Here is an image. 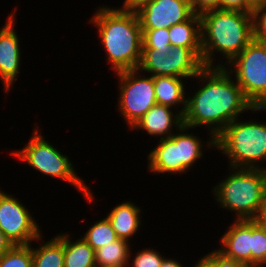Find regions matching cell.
Instances as JSON below:
<instances>
[{"mask_svg":"<svg viewBox=\"0 0 266 267\" xmlns=\"http://www.w3.org/2000/svg\"><path fill=\"white\" fill-rule=\"evenodd\" d=\"M231 72L219 63L215 67H204L195 77L206 84L193 97L186 98L184 126L188 129L201 125L211 128V140L207 142L209 146L215 147V138L241 113L266 110V107L253 106L242 88L231 79Z\"/></svg>","mask_w":266,"mask_h":267,"instance_id":"cell-1","label":"cell"},{"mask_svg":"<svg viewBox=\"0 0 266 267\" xmlns=\"http://www.w3.org/2000/svg\"><path fill=\"white\" fill-rule=\"evenodd\" d=\"M99 37L115 72L138 69L142 58V28L137 12L126 8L102 7L90 23Z\"/></svg>","mask_w":266,"mask_h":267,"instance_id":"cell-2","label":"cell"},{"mask_svg":"<svg viewBox=\"0 0 266 267\" xmlns=\"http://www.w3.org/2000/svg\"><path fill=\"white\" fill-rule=\"evenodd\" d=\"M202 61L205 67H215L214 51L221 52L228 64L253 39V13L215 9L200 15Z\"/></svg>","mask_w":266,"mask_h":267,"instance_id":"cell-3","label":"cell"},{"mask_svg":"<svg viewBox=\"0 0 266 267\" xmlns=\"http://www.w3.org/2000/svg\"><path fill=\"white\" fill-rule=\"evenodd\" d=\"M236 169L213 189L215 198L238 220L257 219L266 200V169Z\"/></svg>","mask_w":266,"mask_h":267,"instance_id":"cell-4","label":"cell"},{"mask_svg":"<svg viewBox=\"0 0 266 267\" xmlns=\"http://www.w3.org/2000/svg\"><path fill=\"white\" fill-rule=\"evenodd\" d=\"M215 148L229 158L230 169H259L266 161V123L253 121L229 123L215 138Z\"/></svg>","mask_w":266,"mask_h":267,"instance_id":"cell-5","label":"cell"},{"mask_svg":"<svg viewBox=\"0 0 266 267\" xmlns=\"http://www.w3.org/2000/svg\"><path fill=\"white\" fill-rule=\"evenodd\" d=\"M12 154L39 172L62 179L75 186L89 200V203L94 200L83 179L81 180L76 175L68 157L61 154L57 148H54L53 145L44 140V137L39 134L37 129H34L33 136L24 148L21 151L12 152Z\"/></svg>","mask_w":266,"mask_h":267,"instance_id":"cell-6","label":"cell"},{"mask_svg":"<svg viewBox=\"0 0 266 267\" xmlns=\"http://www.w3.org/2000/svg\"><path fill=\"white\" fill-rule=\"evenodd\" d=\"M229 64L245 97L254 107H266V42L253 39Z\"/></svg>","mask_w":266,"mask_h":267,"instance_id":"cell-7","label":"cell"},{"mask_svg":"<svg viewBox=\"0 0 266 267\" xmlns=\"http://www.w3.org/2000/svg\"><path fill=\"white\" fill-rule=\"evenodd\" d=\"M202 59L190 48L142 49L138 71L151 76L194 78L203 68Z\"/></svg>","mask_w":266,"mask_h":267,"instance_id":"cell-8","label":"cell"},{"mask_svg":"<svg viewBox=\"0 0 266 267\" xmlns=\"http://www.w3.org/2000/svg\"><path fill=\"white\" fill-rule=\"evenodd\" d=\"M138 69L117 72L120 87L118 109L130 128L155 104L154 77L136 76Z\"/></svg>","mask_w":266,"mask_h":267,"instance_id":"cell-9","label":"cell"},{"mask_svg":"<svg viewBox=\"0 0 266 267\" xmlns=\"http://www.w3.org/2000/svg\"><path fill=\"white\" fill-rule=\"evenodd\" d=\"M38 224L17 198L0 191V230L14 245L40 240Z\"/></svg>","mask_w":266,"mask_h":267,"instance_id":"cell-10","label":"cell"},{"mask_svg":"<svg viewBox=\"0 0 266 267\" xmlns=\"http://www.w3.org/2000/svg\"><path fill=\"white\" fill-rule=\"evenodd\" d=\"M135 11L142 30L170 28L189 20L195 14L190 0H151Z\"/></svg>","mask_w":266,"mask_h":267,"instance_id":"cell-11","label":"cell"},{"mask_svg":"<svg viewBox=\"0 0 266 267\" xmlns=\"http://www.w3.org/2000/svg\"><path fill=\"white\" fill-rule=\"evenodd\" d=\"M14 16L15 12L8 17L4 27L0 30V77L6 93L19 73L21 61L19 38L13 28Z\"/></svg>","mask_w":266,"mask_h":267,"instance_id":"cell-12","label":"cell"},{"mask_svg":"<svg viewBox=\"0 0 266 267\" xmlns=\"http://www.w3.org/2000/svg\"><path fill=\"white\" fill-rule=\"evenodd\" d=\"M220 249L224 256L252 267V219L238 220L222 236Z\"/></svg>","mask_w":266,"mask_h":267,"instance_id":"cell-13","label":"cell"},{"mask_svg":"<svg viewBox=\"0 0 266 267\" xmlns=\"http://www.w3.org/2000/svg\"><path fill=\"white\" fill-rule=\"evenodd\" d=\"M170 109L171 107L169 106L155 104L135 123L131 129L139 128L145 130L150 135H161L160 139L170 137L173 134L171 132L172 126L177 128L176 131H179L180 128L184 126L183 115L180 111H177L174 115Z\"/></svg>","mask_w":266,"mask_h":267,"instance_id":"cell-14","label":"cell"},{"mask_svg":"<svg viewBox=\"0 0 266 267\" xmlns=\"http://www.w3.org/2000/svg\"><path fill=\"white\" fill-rule=\"evenodd\" d=\"M147 156L148 169L153 173H182L180 153V133H173L168 138H162Z\"/></svg>","mask_w":266,"mask_h":267,"instance_id":"cell-15","label":"cell"},{"mask_svg":"<svg viewBox=\"0 0 266 267\" xmlns=\"http://www.w3.org/2000/svg\"><path fill=\"white\" fill-rule=\"evenodd\" d=\"M172 47H186L193 50L202 59L201 18L194 14L189 20L169 28Z\"/></svg>","mask_w":266,"mask_h":267,"instance_id":"cell-16","label":"cell"},{"mask_svg":"<svg viewBox=\"0 0 266 267\" xmlns=\"http://www.w3.org/2000/svg\"><path fill=\"white\" fill-rule=\"evenodd\" d=\"M141 209L131 202H124L114 207L107 215L113 230L119 239L129 240L140 227Z\"/></svg>","mask_w":266,"mask_h":267,"instance_id":"cell-17","label":"cell"},{"mask_svg":"<svg viewBox=\"0 0 266 267\" xmlns=\"http://www.w3.org/2000/svg\"><path fill=\"white\" fill-rule=\"evenodd\" d=\"M184 84L180 77L155 76L154 93L157 104L172 106L183 105L180 113L184 115L186 110V99Z\"/></svg>","mask_w":266,"mask_h":267,"instance_id":"cell-18","label":"cell"},{"mask_svg":"<svg viewBox=\"0 0 266 267\" xmlns=\"http://www.w3.org/2000/svg\"><path fill=\"white\" fill-rule=\"evenodd\" d=\"M63 235L64 267H96L95 250L83 239L71 242Z\"/></svg>","mask_w":266,"mask_h":267,"instance_id":"cell-19","label":"cell"},{"mask_svg":"<svg viewBox=\"0 0 266 267\" xmlns=\"http://www.w3.org/2000/svg\"><path fill=\"white\" fill-rule=\"evenodd\" d=\"M33 267H64L63 234L32 248Z\"/></svg>","mask_w":266,"mask_h":267,"instance_id":"cell-20","label":"cell"},{"mask_svg":"<svg viewBox=\"0 0 266 267\" xmlns=\"http://www.w3.org/2000/svg\"><path fill=\"white\" fill-rule=\"evenodd\" d=\"M130 243L118 239L95 251L96 266L126 267L130 259Z\"/></svg>","mask_w":266,"mask_h":267,"instance_id":"cell-21","label":"cell"},{"mask_svg":"<svg viewBox=\"0 0 266 267\" xmlns=\"http://www.w3.org/2000/svg\"><path fill=\"white\" fill-rule=\"evenodd\" d=\"M186 126L180 128V153L182 160V173L194 165L195 161L202 157L203 151L201 140L194 136V134H188ZM187 133H185V131ZM184 132V133H183Z\"/></svg>","mask_w":266,"mask_h":267,"instance_id":"cell-22","label":"cell"},{"mask_svg":"<svg viewBox=\"0 0 266 267\" xmlns=\"http://www.w3.org/2000/svg\"><path fill=\"white\" fill-rule=\"evenodd\" d=\"M83 239L96 251L119 238L110 221L105 217L92 225L83 236Z\"/></svg>","mask_w":266,"mask_h":267,"instance_id":"cell-23","label":"cell"},{"mask_svg":"<svg viewBox=\"0 0 266 267\" xmlns=\"http://www.w3.org/2000/svg\"><path fill=\"white\" fill-rule=\"evenodd\" d=\"M0 267H33V255L30 244L14 245L0 256Z\"/></svg>","mask_w":266,"mask_h":267,"instance_id":"cell-24","label":"cell"},{"mask_svg":"<svg viewBox=\"0 0 266 267\" xmlns=\"http://www.w3.org/2000/svg\"><path fill=\"white\" fill-rule=\"evenodd\" d=\"M266 264V228L252 219V267Z\"/></svg>","mask_w":266,"mask_h":267,"instance_id":"cell-25","label":"cell"},{"mask_svg":"<svg viewBox=\"0 0 266 267\" xmlns=\"http://www.w3.org/2000/svg\"><path fill=\"white\" fill-rule=\"evenodd\" d=\"M169 28L142 30V49H171Z\"/></svg>","mask_w":266,"mask_h":267,"instance_id":"cell-26","label":"cell"},{"mask_svg":"<svg viewBox=\"0 0 266 267\" xmlns=\"http://www.w3.org/2000/svg\"><path fill=\"white\" fill-rule=\"evenodd\" d=\"M253 29L254 39L266 42V0L255 4L253 10Z\"/></svg>","mask_w":266,"mask_h":267,"instance_id":"cell-27","label":"cell"},{"mask_svg":"<svg viewBox=\"0 0 266 267\" xmlns=\"http://www.w3.org/2000/svg\"><path fill=\"white\" fill-rule=\"evenodd\" d=\"M163 257V258H162ZM164 256L153 249L137 251L133 260V267H161Z\"/></svg>","mask_w":266,"mask_h":267,"instance_id":"cell-28","label":"cell"},{"mask_svg":"<svg viewBox=\"0 0 266 267\" xmlns=\"http://www.w3.org/2000/svg\"><path fill=\"white\" fill-rule=\"evenodd\" d=\"M255 4L251 0H220V9L253 13Z\"/></svg>","mask_w":266,"mask_h":267,"instance_id":"cell-29","label":"cell"},{"mask_svg":"<svg viewBox=\"0 0 266 267\" xmlns=\"http://www.w3.org/2000/svg\"><path fill=\"white\" fill-rule=\"evenodd\" d=\"M190 3L193 12L199 15L209 10L220 9V0H190Z\"/></svg>","mask_w":266,"mask_h":267,"instance_id":"cell-30","label":"cell"},{"mask_svg":"<svg viewBox=\"0 0 266 267\" xmlns=\"http://www.w3.org/2000/svg\"><path fill=\"white\" fill-rule=\"evenodd\" d=\"M215 266L216 267H247L242 262H238L224 256L221 252L215 249Z\"/></svg>","mask_w":266,"mask_h":267,"instance_id":"cell-31","label":"cell"},{"mask_svg":"<svg viewBox=\"0 0 266 267\" xmlns=\"http://www.w3.org/2000/svg\"><path fill=\"white\" fill-rule=\"evenodd\" d=\"M194 267H216L215 266V251L203 256Z\"/></svg>","mask_w":266,"mask_h":267,"instance_id":"cell-32","label":"cell"},{"mask_svg":"<svg viewBox=\"0 0 266 267\" xmlns=\"http://www.w3.org/2000/svg\"><path fill=\"white\" fill-rule=\"evenodd\" d=\"M14 244L10 239L0 230V256L9 251Z\"/></svg>","mask_w":266,"mask_h":267,"instance_id":"cell-33","label":"cell"},{"mask_svg":"<svg viewBox=\"0 0 266 267\" xmlns=\"http://www.w3.org/2000/svg\"><path fill=\"white\" fill-rule=\"evenodd\" d=\"M147 1L151 0H125L122 6L123 8L135 11L138 7H140Z\"/></svg>","mask_w":266,"mask_h":267,"instance_id":"cell-34","label":"cell"},{"mask_svg":"<svg viewBox=\"0 0 266 267\" xmlns=\"http://www.w3.org/2000/svg\"><path fill=\"white\" fill-rule=\"evenodd\" d=\"M256 220L266 228V200L264 204L262 205L261 211Z\"/></svg>","mask_w":266,"mask_h":267,"instance_id":"cell-35","label":"cell"},{"mask_svg":"<svg viewBox=\"0 0 266 267\" xmlns=\"http://www.w3.org/2000/svg\"><path fill=\"white\" fill-rule=\"evenodd\" d=\"M161 267H182V265L174 259L164 257Z\"/></svg>","mask_w":266,"mask_h":267,"instance_id":"cell-36","label":"cell"},{"mask_svg":"<svg viewBox=\"0 0 266 267\" xmlns=\"http://www.w3.org/2000/svg\"><path fill=\"white\" fill-rule=\"evenodd\" d=\"M254 4H257V3H259V2H261V1H264V0H251Z\"/></svg>","mask_w":266,"mask_h":267,"instance_id":"cell-37","label":"cell"}]
</instances>
